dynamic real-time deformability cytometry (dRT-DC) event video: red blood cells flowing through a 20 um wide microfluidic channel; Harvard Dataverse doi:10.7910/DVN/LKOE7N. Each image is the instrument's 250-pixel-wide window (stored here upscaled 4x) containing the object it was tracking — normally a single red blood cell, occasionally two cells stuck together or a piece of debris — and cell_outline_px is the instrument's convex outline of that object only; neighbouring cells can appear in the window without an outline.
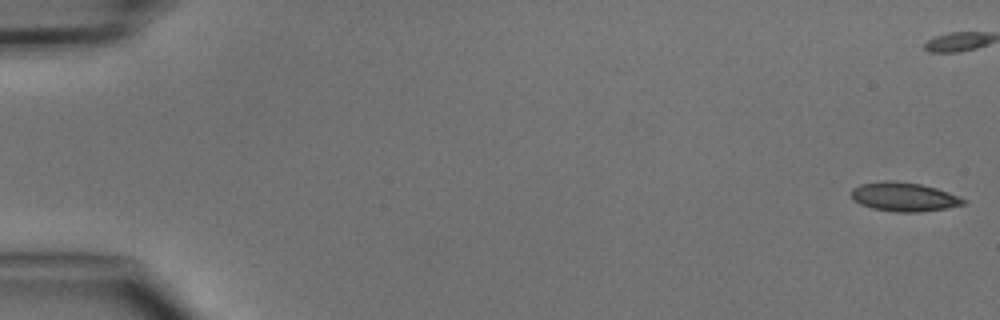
{"species": "common noctule bat (a hibernating species)", "species_latin": "Nyctalus noctula", "temperature_condition": "cold", "stored_images_in_passage": 7, "camera_frame_rate_fps": 3000, "um_per_image_px": 0.085, "animal": {"sex": "male", "body_mass_g": 15.6}, "frame": {"image": 1, "passage_image": 1, "time_ms": 0.0, "image_size_px": [1000, 320], "cell_outline_px": [[968, 200], [964, 204], [948, 208], [920, 212], [896, 212], [872, 208], [860, 204], [852, 200], [852, 188], [860, 184], [884, 180], [896, 180], [920, 184], [936, 188], [948, 192]], "centroid_in_image_um": [76.83, 16.73], "position_along_channel_um": 8.2, "area_um2": 19.07}}